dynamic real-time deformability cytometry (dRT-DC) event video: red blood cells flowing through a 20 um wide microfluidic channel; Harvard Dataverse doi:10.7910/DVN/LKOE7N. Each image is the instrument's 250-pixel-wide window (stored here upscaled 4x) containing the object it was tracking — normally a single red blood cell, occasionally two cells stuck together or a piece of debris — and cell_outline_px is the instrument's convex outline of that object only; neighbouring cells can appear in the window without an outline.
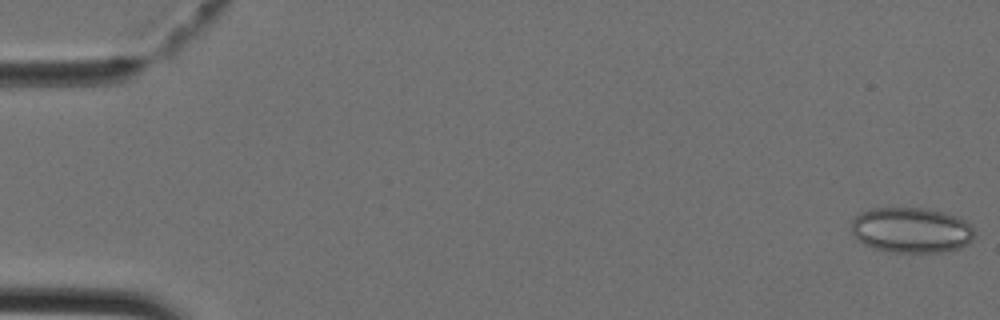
{"species": "Egyptian fruit bat (a non-hibernating species)", "species_latin": "Rousettus aegyptiacus", "temperature_condition": "cold", "stored_images_in_passage": 10, "camera_frame_rate_fps": 3000, "um_per_image_px": 0.085, "animal": {"sex": "female"}, "frame": {"image": 1, "passage_image": 1, "time_ms": 0.0, "image_size_px": [1000, 320], "cell_outline_px": [[976, 236], [968, 244], [960, 248], [940, 252], [892, 252], [876, 248], [864, 244], [852, 232], [852, 220], [860, 212], [872, 208], [924, 208], [956, 216], [964, 220], [972, 228]], "centroid_in_image_um": [77.48, 19.56], "position_along_channel_um": 7.5, "area_um2": 32.37}}